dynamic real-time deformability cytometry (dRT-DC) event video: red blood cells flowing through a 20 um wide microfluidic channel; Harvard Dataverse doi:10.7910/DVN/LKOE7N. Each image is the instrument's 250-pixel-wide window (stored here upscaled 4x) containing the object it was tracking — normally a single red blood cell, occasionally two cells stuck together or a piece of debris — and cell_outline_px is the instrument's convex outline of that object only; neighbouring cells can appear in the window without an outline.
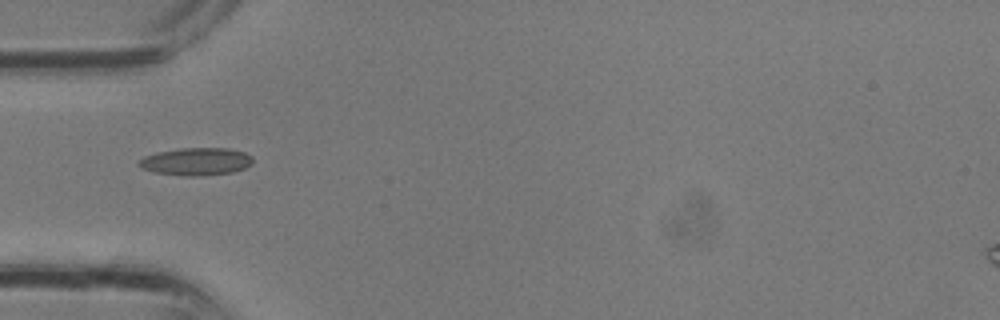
{"species": "common noctule bat (a hibernating species)", "species_latin": "Nyctalus noctula", "temperature_condition": "room temperature", "stored_images_in_passage": 23, "camera_frame_rate_fps": 3000, "um_per_image_px": 0.085, "animal": {"sex": "male", "body_mass_g": 13.3}, "frame": {"image": 1, "passage_image": 1, "time_ms": 0.0, "image_size_px": [1000, 320], "cell_outline_px": [[252, 164], [244, 168], [232, 172], [200, 176], [188, 176], [156, 172], [144, 168], [136, 164], [144, 156], [156, 152], [180, 148], [228, 148], [244, 152], [252, 156]], "centroid_in_image_um": [16.69, 13.72], "position_along_channel_um": 68.3, "area_um2": 18.21}}
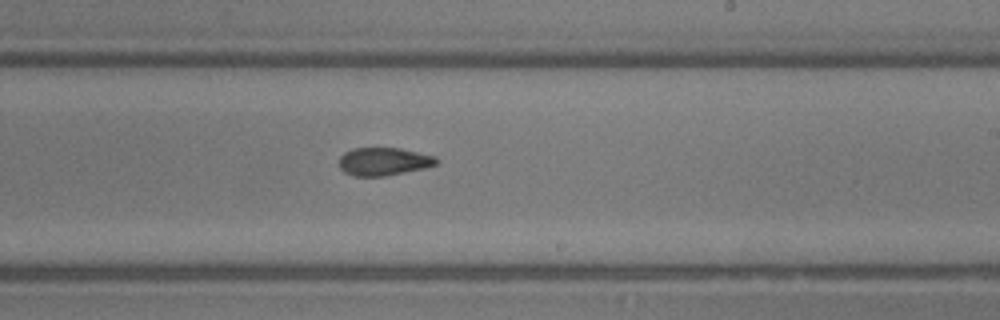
{"frame": {"image": 2, "passage_image": 10, "time_ms": 3.0, "image_size_px": [1000, 320], "cell_outline_px": [[436, 164], [424, 168], [384, 176], [352, 176], [344, 172], [340, 168], [340, 156], [344, 152], [352, 148], [400, 148], [436, 156]], "centroid_in_image_um": [32.58, 13.72], "position_along_channel_um": 256.4, "area_um2": 15.78}}
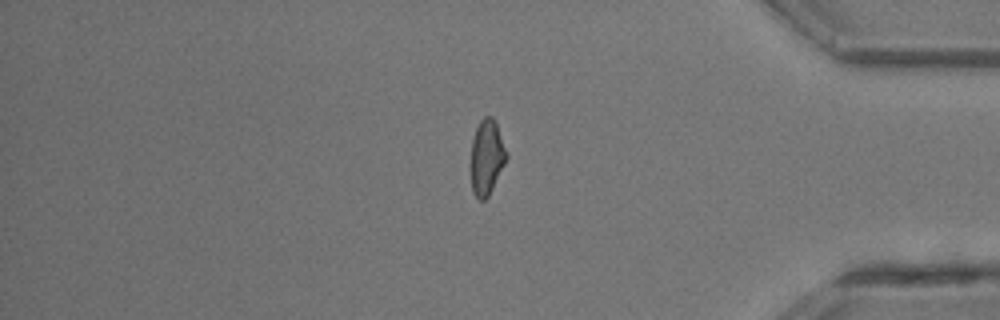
{"frame": {"image": 3, "passage_image": 18, "time_ms": 5.667, "image_size_px": [1000, 320], "cell_outline_px": [[508, 156], [488, 196], [484, 200], [480, 200], [472, 192], [468, 168], [472, 140], [476, 128], [480, 120], [484, 116], [492, 116], [496, 124], [508, 152]], "centroid_in_image_um": [41.32, 13.37], "position_along_channel_um": 393.9, "area_um2": 16.01}}